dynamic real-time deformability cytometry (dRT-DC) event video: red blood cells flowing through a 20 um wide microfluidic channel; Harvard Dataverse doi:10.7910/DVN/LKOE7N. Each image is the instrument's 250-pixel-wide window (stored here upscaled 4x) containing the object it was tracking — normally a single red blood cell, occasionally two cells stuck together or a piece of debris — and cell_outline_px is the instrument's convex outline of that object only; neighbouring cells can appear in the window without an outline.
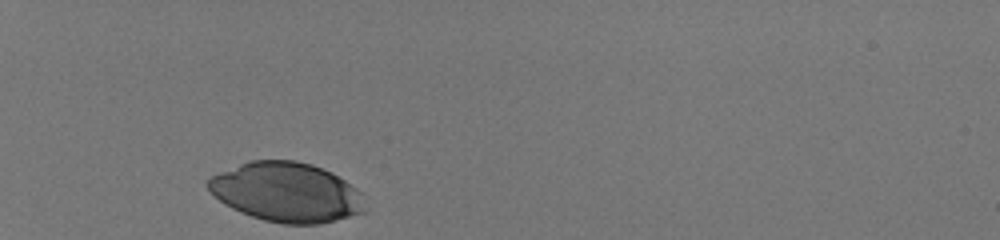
{"species": "human", "species_latin": "Homo sapiens", "temperature_condition": "room temperature", "stored_images_in_passage": 29, "camera_frame_rate_fps": 3000, "um_per_image_px": 0.085, "donor": {"sex": "male"}, "frame": {"image": 1, "passage_image": 1, "time_ms": 0.0, "image_size_px": [1000, 240], "cell_outline_px": [[364, 212], [320, 224], [284, 224], [264, 220], [240, 212], [224, 204], [204, 184], [212, 176], [220, 172], [240, 164], [252, 160], [296, 160], [312, 164], [332, 172], [356, 188], [360, 192]], "centroid_in_image_um": [24.33, 16.33], "position_along_channel_um": 60.7, "area_um2": 53.99}}
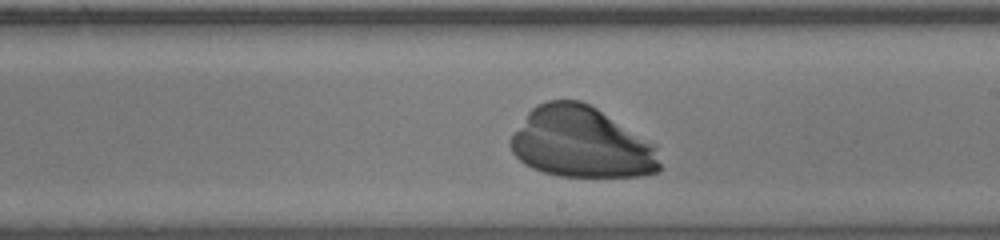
{"frame": {"image": 2, "passage_image": 17, "time_ms": 5.333, "image_size_px": [1000, 240], "cell_outline_px": [[660, 168], [656, 172], [640, 176], [560, 176], [544, 172], [532, 168], [524, 164], [512, 152], [508, 144], [512, 136], [528, 112], [536, 104], [548, 100], [580, 100], [596, 108], [656, 144], [660, 164]], "centroid_in_image_um": [49.4, 12.12], "position_along_channel_um": 239.6, "area_um2": 61.5}}